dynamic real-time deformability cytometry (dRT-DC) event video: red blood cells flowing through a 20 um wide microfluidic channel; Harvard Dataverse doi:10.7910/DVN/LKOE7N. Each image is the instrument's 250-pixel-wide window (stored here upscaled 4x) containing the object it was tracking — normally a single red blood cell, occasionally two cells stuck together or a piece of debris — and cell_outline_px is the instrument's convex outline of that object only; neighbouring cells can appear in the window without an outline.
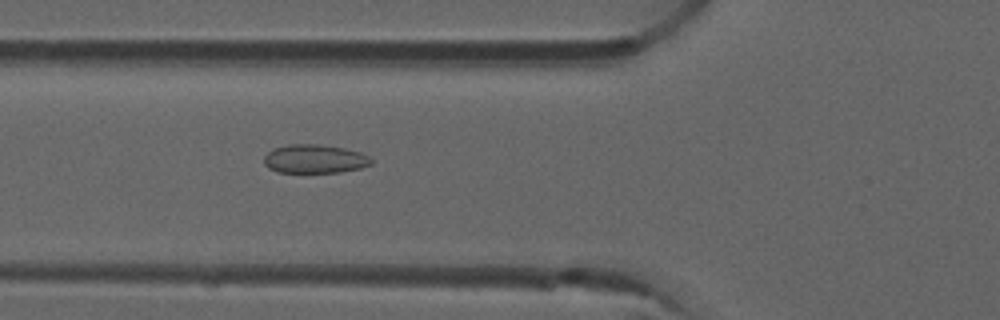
{"species": "common noctule bat (a hibernating species)", "species_latin": "Nyctalus noctula", "temperature_condition": "room temperature", "stored_images_in_passage": 52, "camera_frame_rate_fps": 3000, "um_per_image_px": 0.085, "animal": {"sex": "male", "forearm_length_mm": 52.5}, "frame": {"image": 1, "passage_image": 19, "time_ms": 6.0, "image_size_px": [1000, 320], "cell_outline_px": [[372, 164], [360, 168], [340, 172], [276, 172], [268, 168], [264, 164], [264, 156], [272, 148], [292, 144], [316, 144], [344, 148], [360, 152], [368, 156], [372, 160]], "centroid_in_image_um": [26.72, 13.51], "position_along_channel_um": 99.1, "area_um2": 17.92}}
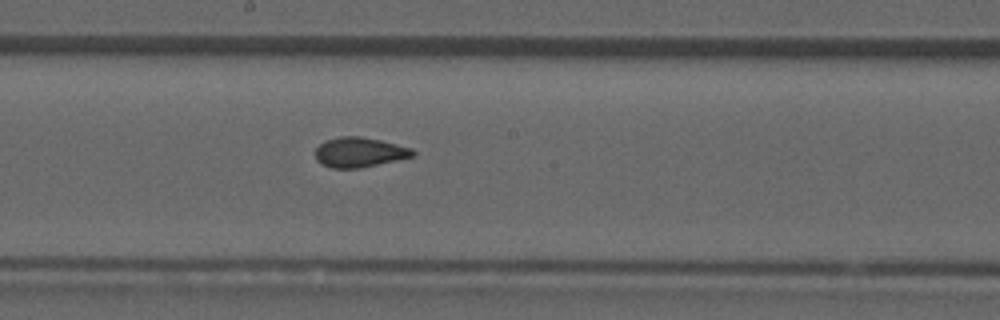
{"frame": {"image": 2, "passage_image": 28, "time_ms": 9.0, "image_size_px": [1000, 320], "cell_outline_px": [[416, 156], [360, 168], [332, 168], [320, 164], [316, 160], [316, 148], [324, 140], [340, 136], [360, 136], [380, 140], [412, 148], [416, 152]], "centroid_in_image_um": [30.55, 12.94], "position_along_channel_um": 217.6, "area_um2": 17.11}}
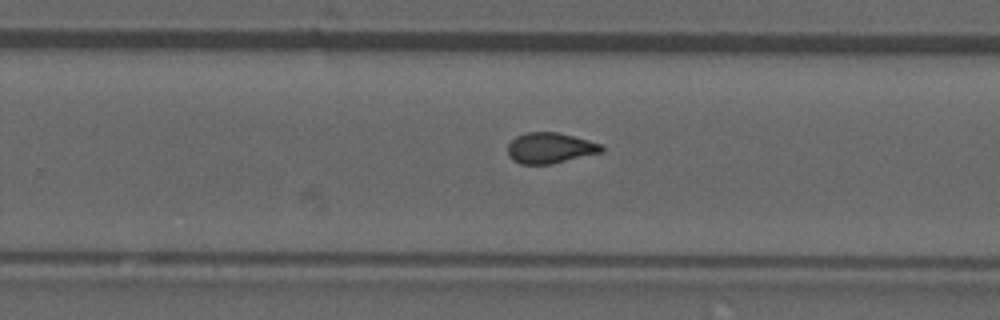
{"frame": {"image": 3, "passage_image": 33, "time_ms": 10.667, "image_size_px": [1000, 320], "cell_outline_px": [[604, 152], [552, 164], [520, 164], [512, 160], [508, 156], [508, 144], [516, 136], [528, 132], [556, 132], [588, 140], [600, 144], [604, 148]], "centroid_in_image_um": [46.75, 12.59], "position_along_channel_um": 283.1, "area_um2": 16.82}, "authors_computed_cell_mechanics": {"area_um2": 17.2822, "velocity_mm_per_s": 3.9464, "shape_relaxation_time_tau1_ms": null, "shape_relaxation_time_tau2_ms": 0.9606, "deformation_change_tau1": null, "deformation_change_tau2": 0.0835}}